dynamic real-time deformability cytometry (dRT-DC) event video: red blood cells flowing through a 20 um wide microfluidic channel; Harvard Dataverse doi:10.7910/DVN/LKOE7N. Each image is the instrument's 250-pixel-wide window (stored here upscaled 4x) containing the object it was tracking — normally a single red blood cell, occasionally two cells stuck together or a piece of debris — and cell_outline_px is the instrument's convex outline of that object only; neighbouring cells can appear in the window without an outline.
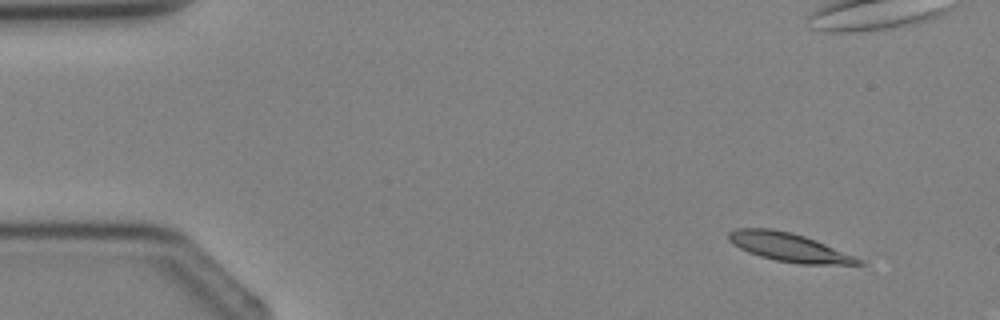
{"species": "Egyptian fruit bat (a non-hibernating species)", "species_latin": "Rousettus aegyptiacus", "temperature_condition": "cold", "stored_images_in_passage": 3, "camera_frame_rate_fps": 3000, "um_per_image_px": 0.085, "animal": {"sex": "female"}, "frame": {"image": 1, "passage_image": 3, "time_ms": 2.333, "image_size_px": [1000, 320], "cell_outline_px": [[864, 264], [800, 264], [776, 260], [760, 256], [748, 252], [732, 244], [728, 240], [728, 232], [736, 228], [772, 228], [792, 232], [804, 236], [856, 256]], "centroid_in_image_um": [67.01, 21.0], "position_along_channel_um": 18.0, "area_um2": 21.44}}